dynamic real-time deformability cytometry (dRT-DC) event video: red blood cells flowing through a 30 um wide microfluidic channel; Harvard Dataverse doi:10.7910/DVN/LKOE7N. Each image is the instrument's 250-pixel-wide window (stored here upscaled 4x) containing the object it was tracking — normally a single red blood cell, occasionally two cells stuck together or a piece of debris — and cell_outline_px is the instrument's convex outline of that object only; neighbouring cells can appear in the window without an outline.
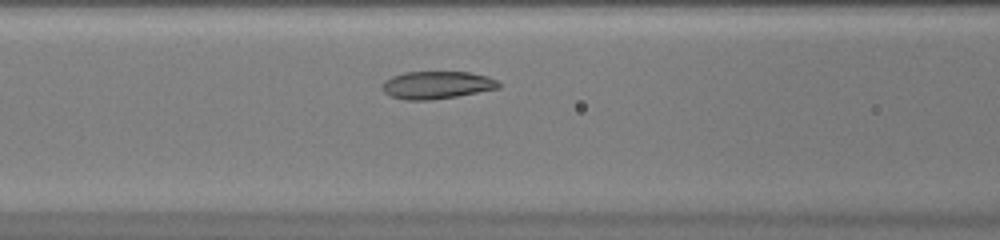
{"species": "common noctule bat (a hibernating species)", "species_latin": "Nyctalus noctula", "temperature_condition": "warm", "stored_images_in_passage": 32, "camera_frame_rate_fps": 3000, "um_per_image_px": 0.085, "animal": {"sex": "female", "body_mass_g": 20.0, "forearm_length_mm": 54.0}, "frame": {"image": 1, "passage_image": 9, "time_ms": 2.667, "image_size_px": [1000, 240], "cell_outline_px": [[500, 88], [456, 96], [428, 100], [404, 100], [392, 96], [384, 92], [384, 80], [392, 76], [404, 72], [468, 72], [488, 76], [496, 80], [500, 84]], "centroid_in_image_um": [37.14, 7.22], "position_along_channel_um": 129.5, "area_um2": 18.55}}
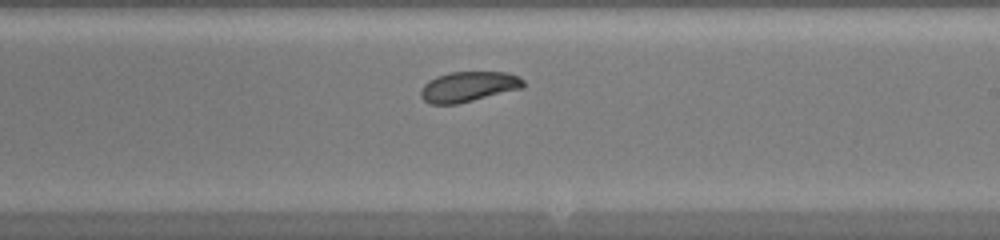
{"frame": {"image": 2, "passage_image": 17, "time_ms": 5.333, "image_size_px": [1000, 240], "cell_outline_px": [[524, 88], [456, 104], [432, 104], [424, 100], [420, 96], [420, 88], [428, 80], [436, 76], [448, 72], [508, 72], [520, 76], [524, 80]], "centroid_in_image_um": [39.82, 7.35], "position_along_channel_um": 249.2, "area_um2": 18.26}}
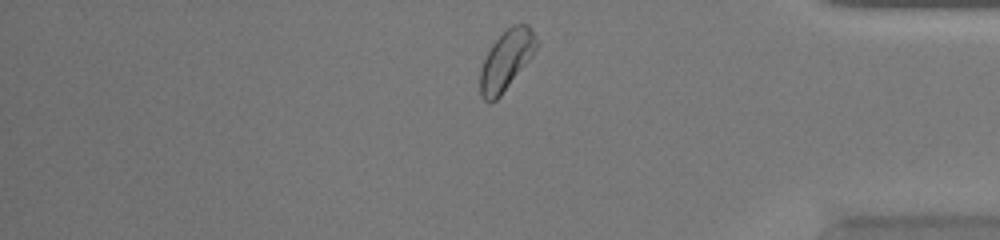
{"frame": {"image": 3, "passage_image": 28, "time_ms": 9.0, "image_size_px": [1000, 240], "cell_outline_px": [[536, 48], [532, 56], [500, 96], [492, 104], [488, 104], [484, 100], [480, 92], [480, 68], [492, 44], [512, 24], [528, 24], [536, 40]], "centroid_in_image_um": [43.0, 5.16], "position_along_channel_um": 392.2, "area_um2": 19.19}}